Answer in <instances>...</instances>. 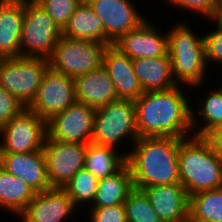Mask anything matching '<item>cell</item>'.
I'll use <instances>...</instances> for the list:
<instances>
[{"label":"cell","instance_id":"1","mask_svg":"<svg viewBox=\"0 0 222 222\" xmlns=\"http://www.w3.org/2000/svg\"><path fill=\"white\" fill-rule=\"evenodd\" d=\"M181 86L180 84L169 90L145 91L134 101L139 138L184 139L193 135L192 106Z\"/></svg>","mask_w":222,"mask_h":222},{"label":"cell","instance_id":"2","mask_svg":"<svg viewBox=\"0 0 222 222\" xmlns=\"http://www.w3.org/2000/svg\"><path fill=\"white\" fill-rule=\"evenodd\" d=\"M127 151L134 188L178 184L179 139L174 137L138 138Z\"/></svg>","mask_w":222,"mask_h":222},{"label":"cell","instance_id":"3","mask_svg":"<svg viewBox=\"0 0 222 222\" xmlns=\"http://www.w3.org/2000/svg\"><path fill=\"white\" fill-rule=\"evenodd\" d=\"M178 167L180 184L188 196L222 187V162L207 137L179 139Z\"/></svg>","mask_w":222,"mask_h":222},{"label":"cell","instance_id":"4","mask_svg":"<svg viewBox=\"0 0 222 222\" xmlns=\"http://www.w3.org/2000/svg\"><path fill=\"white\" fill-rule=\"evenodd\" d=\"M186 22L174 23L167 32L168 54L177 85H189L197 89L206 82L207 62L203 34L198 36ZM205 81V82H204ZM199 86V87H198Z\"/></svg>","mask_w":222,"mask_h":222},{"label":"cell","instance_id":"5","mask_svg":"<svg viewBox=\"0 0 222 222\" xmlns=\"http://www.w3.org/2000/svg\"><path fill=\"white\" fill-rule=\"evenodd\" d=\"M126 138L130 146L139 138L134 101L118 99L97 108L91 142L118 149Z\"/></svg>","mask_w":222,"mask_h":222},{"label":"cell","instance_id":"6","mask_svg":"<svg viewBox=\"0 0 222 222\" xmlns=\"http://www.w3.org/2000/svg\"><path fill=\"white\" fill-rule=\"evenodd\" d=\"M107 44L61 36L48 59L49 68L73 79L100 68Z\"/></svg>","mask_w":222,"mask_h":222},{"label":"cell","instance_id":"7","mask_svg":"<svg viewBox=\"0 0 222 222\" xmlns=\"http://www.w3.org/2000/svg\"><path fill=\"white\" fill-rule=\"evenodd\" d=\"M48 68V60L40 57L0 58V85L28 108Z\"/></svg>","mask_w":222,"mask_h":222},{"label":"cell","instance_id":"8","mask_svg":"<svg viewBox=\"0 0 222 222\" xmlns=\"http://www.w3.org/2000/svg\"><path fill=\"white\" fill-rule=\"evenodd\" d=\"M62 30L35 1L25 0L20 56L49 59Z\"/></svg>","mask_w":222,"mask_h":222},{"label":"cell","instance_id":"9","mask_svg":"<svg viewBox=\"0 0 222 222\" xmlns=\"http://www.w3.org/2000/svg\"><path fill=\"white\" fill-rule=\"evenodd\" d=\"M0 153H28L42 150L47 136V122L25 108L0 127Z\"/></svg>","mask_w":222,"mask_h":222},{"label":"cell","instance_id":"10","mask_svg":"<svg viewBox=\"0 0 222 222\" xmlns=\"http://www.w3.org/2000/svg\"><path fill=\"white\" fill-rule=\"evenodd\" d=\"M43 152L52 188H64L84 168L86 144L56 141L46 136Z\"/></svg>","mask_w":222,"mask_h":222},{"label":"cell","instance_id":"11","mask_svg":"<svg viewBox=\"0 0 222 222\" xmlns=\"http://www.w3.org/2000/svg\"><path fill=\"white\" fill-rule=\"evenodd\" d=\"M75 101L74 79L48 68L28 109L47 122Z\"/></svg>","mask_w":222,"mask_h":222},{"label":"cell","instance_id":"12","mask_svg":"<svg viewBox=\"0 0 222 222\" xmlns=\"http://www.w3.org/2000/svg\"><path fill=\"white\" fill-rule=\"evenodd\" d=\"M96 109L75 101L65 111L47 121V136L62 142H91Z\"/></svg>","mask_w":222,"mask_h":222},{"label":"cell","instance_id":"13","mask_svg":"<svg viewBox=\"0 0 222 222\" xmlns=\"http://www.w3.org/2000/svg\"><path fill=\"white\" fill-rule=\"evenodd\" d=\"M102 20L105 44L113 45L121 36L137 28L147 18L133 0H86Z\"/></svg>","mask_w":222,"mask_h":222},{"label":"cell","instance_id":"14","mask_svg":"<svg viewBox=\"0 0 222 222\" xmlns=\"http://www.w3.org/2000/svg\"><path fill=\"white\" fill-rule=\"evenodd\" d=\"M147 19L121 36L113 46L130 59L162 57L168 53L167 32H160Z\"/></svg>","mask_w":222,"mask_h":222},{"label":"cell","instance_id":"15","mask_svg":"<svg viewBox=\"0 0 222 222\" xmlns=\"http://www.w3.org/2000/svg\"><path fill=\"white\" fill-rule=\"evenodd\" d=\"M76 209L63 188H51L36 193L19 218L20 222H64L77 212Z\"/></svg>","mask_w":222,"mask_h":222},{"label":"cell","instance_id":"16","mask_svg":"<svg viewBox=\"0 0 222 222\" xmlns=\"http://www.w3.org/2000/svg\"><path fill=\"white\" fill-rule=\"evenodd\" d=\"M0 166L22 179L36 193L51 189L43 149L28 153H0Z\"/></svg>","mask_w":222,"mask_h":222},{"label":"cell","instance_id":"17","mask_svg":"<svg viewBox=\"0 0 222 222\" xmlns=\"http://www.w3.org/2000/svg\"><path fill=\"white\" fill-rule=\"evenodd\" d=\"M141 190L162 222H184L189 219V196L180 183L144 187Z\"/></svg>","mask_w":222,"mask_h":222},{"label":"cell","instance_id":"18","mask_svg":"<svg viewBox=\"0 0 222 222\" xmlns=\"http://www.w3.org/2000/svg\"><path fill=\"white\" fill-rule=\"evenodd\" d=\"M104 68L114 82L119 99L136 101L143 93L133 68V61L113 45L103 55Z\"/></svg>","mask_w":222,"mask_h":222},{"label":"cell","instance_id":"19","mask_svg":"<svg viewBox=\"0 0 222 222\" xmlns=\"http://www.w3.org/2000/svg\"><path fill=\"white\" fill-rule=\"evenodd\" d=\"M74 89L76 101L95 109L119 99L114 82L103 65L74 78Z\"/></svg>","mask_w":222,"mask_h":222},{"label":"cell","instance_id":"20","mask_svg":"<svg viewBox=\"0 0 222 222\" xmlns=\"http://www.w3.org/2000/svg\"><path fill=\"white\" fill-rule=\"evenodd\" d=\"M25 0H0V58L20 56Z\"/></svg>","mask_w":222,"mask_h":222},{"label":"cell","instance_id":"21","mask_svg":"<svg viewBox=\"0 0 222 222\" xmlns=\"http://www.w3.org/2000/svg\"><path fill=\"white\" fill-rule=\"evenodd\" d=\"M137 80L143 91L169 90L177 86L169 54L162 57L132 60Z\"/></svg>","mask_w":222,"mask_h":222},{"label":"cell","instance_id":"22","mask_svg":"<svg viewBox=\"0 0 222 222\" xmlns=\"http://www.w3.org/2000/svg\"><path fill=\"white\" fill-rule=\"evenodd\" d=\"M62 36L72 39L98 41L105 44V29L102 20L86 0L77 6L62 30Z\"/></svg>","mask_w":222,"mask_h":222},{"label":"cell","instance_id":"23","mask_svg":"<svg viewBox=\"0 0 222 222\" xmlns=\"http://www.w3.org/2000/svg\"><path fill=\"white\" fill-rule=\"evenodd\" d=\"M126 156V151L121 153L116 148L89 142L84 168L100 180L119 172L127 163Z\"/></svg>","mask_w":222,"mask_h":222},{"label":"cell","instance_id":"24","mask_svg":"<svg viewBox=\"0 0 222 222\" xmlns=\"http://www.w3.org/2000/svg\"><path fill=\"white\" fill-rule=\"evenodd\" d=\"M133 189L131 171L126 164L116 174L99 180L95 200L91 207L124 204L125 199Z\"/></svg>","mask_w":222,"mask_h":222},{"label":"cell","instance_id":"25","mask_svg":"<svg viewBox=\"0 0 222 222\" xmlns=\"http://www.w3.org/2000/svg\"><path fill=\"white\" fill-rule=\"evenodd\" d=\"M35 194L27 183L0 166V208L19 217Z\"/></svg>","mask_w":222,"mask_h":222},{"label":"cell","instance_id":"26","mask_svg":"<svg viewBox=\"0 0 222 222\" xmlns=\"http://www.w3.org/2000/svg\"><path fill=\"white\" fill-rule=\"evenodd\" d=\"M201 100L199 105H196L199 106L196 110L199 111L200 117H195L197 112L191 107V125L194 136L206 137L213 131L222 128V90L218 86L208 92L205 98H201ZM199 118L204 124H201V121L198 122L197 119Z\"/></svg>","mask_w":222,"mask_h":222},{"label":"cell","instance_id":"27","mask_svg":"<svg viewBox=\"0 0 222 222\" xmlns=\"http://www.w3.org/2000/svg\"><path fill=\"white\" fill-rule=\"evenodd\" d=\"M189 219L193 222H222V187L189 196Z\"/></svg>","mask_w":222,"mask_h":222},{"label":"cell","instance_id":"28","mask_svg":"<svg viewBox=\"0 0 222 222\" xmlns=\"http://www.w3.org/2000/svg\"><path fill=\"white\" fill-rule=\"evenodd\" d=\"M99 179L85 168L79 170L63 188L75 206L91 204L95 200Z\"/></svg>","mask_w":222,"mask_h":222},{"label":"cell","instance_id":"29","mask_svg":"<svg viewBox=\"0 0 222 222\" xmlns=\"http://www.w3.org/2000/svg\"><path fill=\"white\" fill-rule=\"evenodd\" d=\"M124 206L127 222H162L141 189L134 188L125 199Z\"/></svg>","mask_w":222,"mask_h":222},{"label":"cell","instance_id":"30","mask_svg":"<svg viewBox=\"0 0 222 222\" xmlns=\"http://www.w3.org/2000/svg\"><path fill=\"white\" fill-rule=\"evenodd\" d=\"M63 30L82 0H35Z\"/></svg>","mask_w":222,"mask_h":222},{"label":"cell","instance_id":"31","mask_svg":"<svg viewBox=\"0 0 222 222\" xmlns=\"http://www.w3.org/2000/svg\"><path fill=\"white\" fill-rule=\"evenodd\" d=\"M215 28L203 35L207 66L211 62L222 65V23L216 22Z\"/></svg>","mask_w":222,"mask_h":222},{"label":"cell","instance_id":"32","mask_svg":"<svg viewBox=\"0 0 222 222\" xmlns=\"http://www.w3.org/2000/svg\"><path fill=\"white\" fill-rule=\"evenodd\" d=\"M24 109V105L0 85V127L7 124Z\"/></svg>","mask_w":222,"mask_h":222},{"label":"cell","instance_id":"33","mask_svg":"<svg viewBox=\"0 0 222 222\" xmlns=\"http://www.w3.org/2000/svg\"><path fill=\"white\" fill-rule=\"evenodd\" d=\"M91 222H127L124 204L112 205L107 207H90Z\"/></svg>","mask_w":222,"mask_h":222},{"label":"cell","instance_id":"34","mask_svg":"<svg viewBox=\"0 0 222 222\" xmlns=\"http://www.w3.org/2000/svg\"><path fill=\"white\" fill-rule=\"evenodd\" d=\"M172 6H176L192 13L200 14L209 20L214 12L216 0H168Z\"/></svg>","mask_w":222,"mask_h":222},{"label":"cell","instance_id":"35","mask_svg":"<svg viewBox=\"0 0 222 222\" xmlns=\"http://www.w3.org/2000/svg\"><path fill=\"white\" fill-rule=\"evenodd\" d=\"M211 142L218 159L222 162V129H218L206 136Z\"/></svg>","mask_w":222,"mask_h":222},{"label":"cell","instance_id":"36","mask_svg":"<svg viewBox=\"0 0 222 222\" xmlns=\"http://www.w3.org/2000/svg\"><path fill=\"white\" fill-rule=\"evenodd\" d=\"M209 21L222 23V0H216L214 12Z\"/></svg>","mask_w":222,"mask_h":222},{"label":"cell","instance_id":"37","mask_svg":"<svg viewBox=\"0 0 222 222\" xmlns=\"http://www.w3.org/2000/svg\"><path fill=\"white\" fill-rule=\"evenodd\" d=\"M184 222H193V221H191L190 219H188V220H186V221H184Z\"/></svg>","mask_w":222,"mask_h":222}]
</instances>
